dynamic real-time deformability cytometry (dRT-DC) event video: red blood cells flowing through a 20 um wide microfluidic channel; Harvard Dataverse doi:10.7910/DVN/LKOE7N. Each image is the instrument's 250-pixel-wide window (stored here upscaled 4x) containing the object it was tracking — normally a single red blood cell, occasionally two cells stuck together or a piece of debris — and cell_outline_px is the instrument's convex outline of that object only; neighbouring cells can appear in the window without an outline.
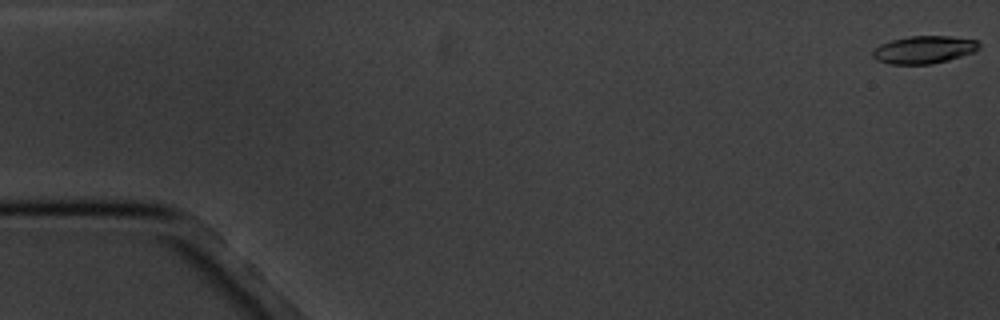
{"species": "common noctule bat (a hibernating species)", "species_latin": "Nyctalus noctula", "temperature_condition": "cold", "stored_images_in_passage": 9, "camera_frame_rate_fps": 3000, "um_per_image_px": 0.085, "animal": {"sex": "male", "body_mass_g": 20.1, "forearm_length_mm": 53.5}, "frame": {"image": 1, "passage_image": 1, "time_ms": 0.0, "image_size_px": [1000, 320], "cell_outline_px": [[980, 48], [976, 52], [948, 60], [932, 64], [888, 64], [876, 60], [872, 56], [872, 52], [880, 44], [892, 40], [908, 36], [948, 36], [976, 40], [980, 44]], "centroid_in_image_um": [78.55, 4.23], "position_along_channel_um": 6.5, "area_um2": 17.22}}
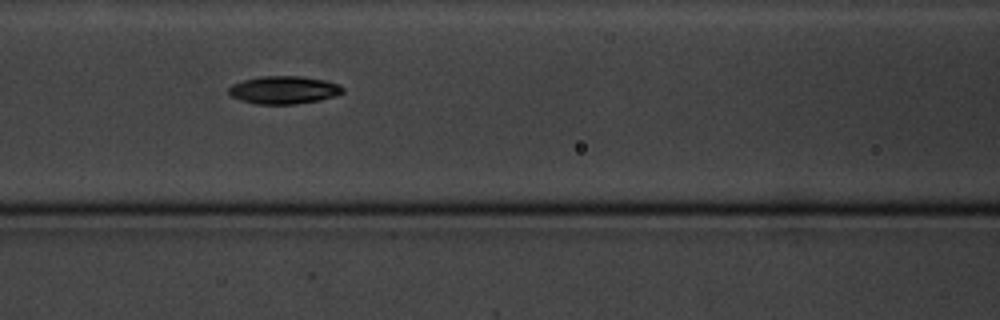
{"frame": {"image": 2, "passage_image": 8, "time_ms": 8.0, "image_size_px": [1000, 320], "cell_outline_px": [[344, 92], [336, 96], [320, 100], [296, 104], [256, 104], [240, 100], [232, 96], [228, 92], [228, 88], [232, 84], [244, 80], [260, 76], [300, 76], [324, 80], [340, 84], [344, 88]], "centroid_in_image_um": [24.14, 7.65], "position_along_channel_um": 142.5, "area_um2": 18.61}}
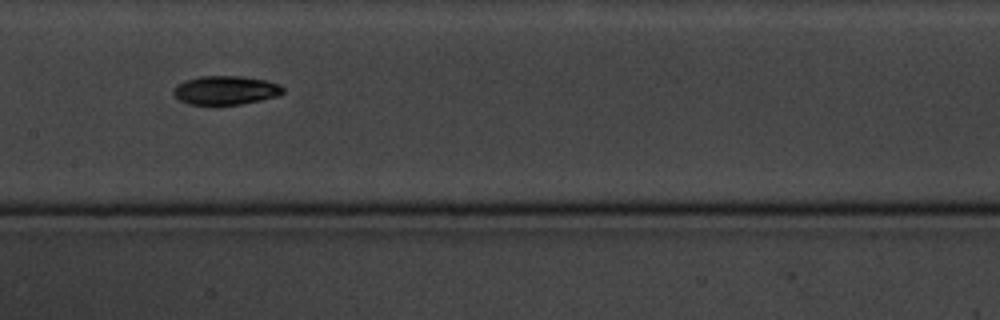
{"frame": {"image": 3, "passage_image": 9, "time_ms": 9.333, "image_size_px": [1000, 320], "cell_outline_px": [[284, 92], [276, 96], [260, 100], [240, 104], [216, 108], [188, 104], [180, 100], [172, 92], [176, 84], [184, 80], [200, 76], [240, 76], [268, 80], [280, 84], [284, 88]], "centroid_in_image_um": [19.14, 7.7], "position_along_channel_um": 188.3, "area_um2": 19.13}}